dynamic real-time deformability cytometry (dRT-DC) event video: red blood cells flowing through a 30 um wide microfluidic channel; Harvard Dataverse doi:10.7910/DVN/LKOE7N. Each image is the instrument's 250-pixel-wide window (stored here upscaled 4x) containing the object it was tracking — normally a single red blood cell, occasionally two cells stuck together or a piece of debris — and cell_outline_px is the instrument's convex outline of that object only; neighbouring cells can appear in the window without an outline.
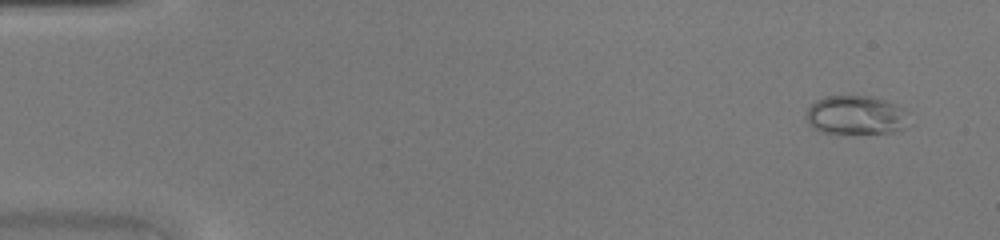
{"species": "common noctule bat (a hibernating species)", "species_latin": "Nyctalus noctula", "temperature_condition": "warm", "stored_images_in_passage": 42, "camera_frame_rate_fps": 3000, "um_per_image_px": 0.085, "animal": {"sex": "female", "body_mass_g": 20.0, "forearm_length_mm": 54.0}, "frame": {"image": 1, "passage_image": 3, "time_ms": 0.667, "image_size_px": [1000, 240], "cell_outline_px": [[908, 112], [904, 128], [892, 132], [820, 132], [812, 128], [808, 124], [804, 116], [808, 108], [816, 100], [824, 96], [872, 96], [884, 100], [904, 108]], "centroid_in_image_um": [72.7, 9.77], "position_along_channel_um": 12.3, "area_um2": 23.12}}
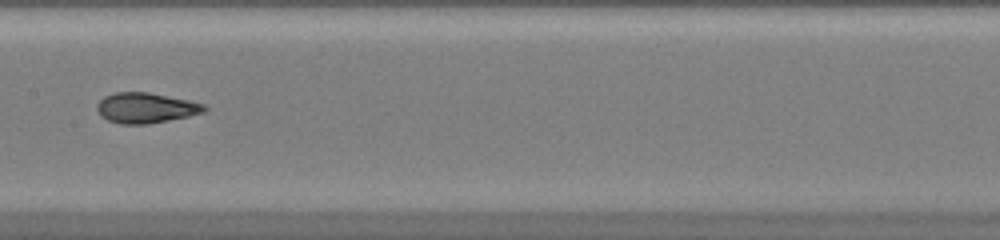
{"frame": {"image": 2, "passage_image": 24, "time_ms": 7.667, "image_size_px": [1000, 240], "cell_outline_px": [[208, 108], [204, 112], [188, 116], [148, 124], [120, 124], [108, 120], [100, 116], [96, 108], [96, 104], [104, 96], [116, 92], [148, 92], [188, 100], [204, 104]], "centroid_in_image_um": [12.36, 9.17], "position_along_channel_um": 195.0, "area_um2": 18.96}}
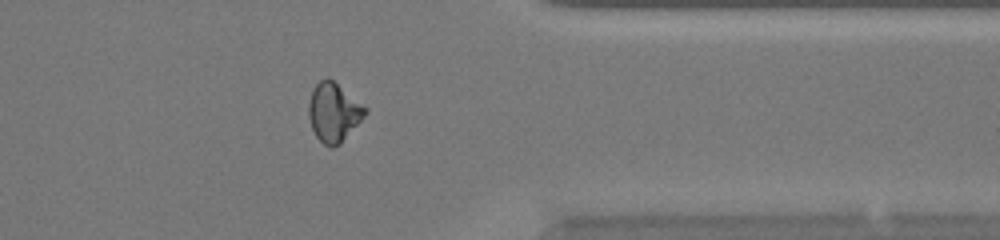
{"frame": {"image": 3, "passage_image": 37, "time_ms": 12.0, "image_size_px": [1000, 240], "cell_outline_px": [[368, 112], [340, 144], [332, 148], [324, 144], [316, 136], [312, 128], [308, 116], [308, 104], [312, 92], [316, 84], [320, 80], [332, 80], [368, 108]], "centroid_in_image_um": [28.37, 9.57], "position_along_channel_um": 383.0, "area_um2": 19.07}}